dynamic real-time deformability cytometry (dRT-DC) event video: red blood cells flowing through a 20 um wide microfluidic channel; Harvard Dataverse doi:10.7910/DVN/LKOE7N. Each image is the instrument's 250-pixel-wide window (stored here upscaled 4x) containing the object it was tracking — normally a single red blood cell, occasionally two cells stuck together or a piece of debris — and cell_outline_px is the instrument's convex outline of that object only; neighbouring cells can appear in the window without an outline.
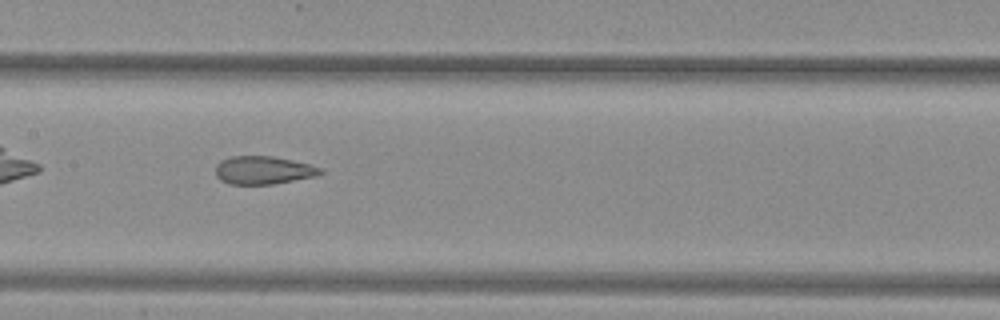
{"species": "common noctule bat (a hibernating species)", "species_latin": "Nyctalus noctula", "temperature_condition": "warm", "stored_images_in_passage": 36, "camera_frame_rate_fps": 3000, "um_per_image_px": 0.085, "animal": {"sex": "female", "body_mass_g": 29.2, "forearm_length_mm": 56.3}, "frame": {"image": 1, "passage_image": 11, "time_ms": 3.333, "image_size_px": [1000, 320], "cell_outline_px": [[324, 172], [316, 176], [272, 184], [228, 184], [220, 180], [216, 176], [216, 164], [220, 160], [232, 156], [272, 156], [292, 160], [324, 168]], "centroid_in_image_um": [22.37, 14.46], "position_along_channel_um": 185.0, "area_um2": 17.22}}
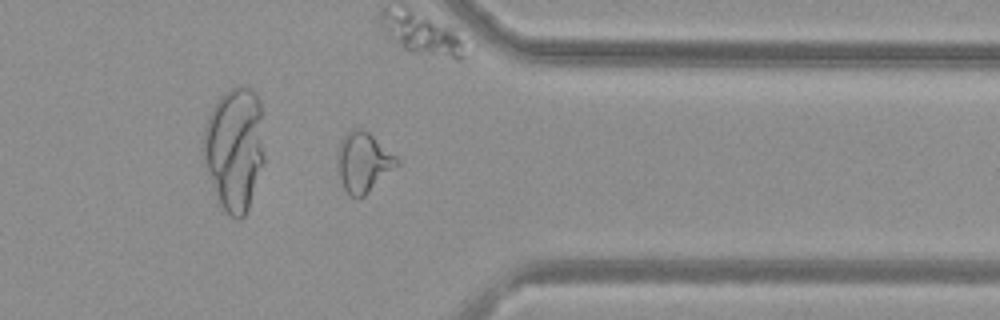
{"frame": {"image": 2, "passage_image": 26, "time_ms": 8.333, "image_size_px": [1000, 320], "cell_outline_px": [[400, 164], [364, 196], [356, 200], [344, 188], [336, 172], [336, 152], [340, 140], [344, 132], [352, 128], [360, 128], [368, 132], [396, 156], [400, 160]], "centroid_in_image_um": [30.83, 13.78], "position_along_channel_um": 380.6, "area_um2": 21.21}, "authors_computed_cell_mechanics": {"area_um2": 18.6405, "velocity_mm_per_s": 4.0255, "shape_relaxation_time_tau1_ms": null, "shape_relaxation_time_tau2_ms": 1.476, "deformation_change_tau1": null, "deformation_change_tau2": 0.1023}}